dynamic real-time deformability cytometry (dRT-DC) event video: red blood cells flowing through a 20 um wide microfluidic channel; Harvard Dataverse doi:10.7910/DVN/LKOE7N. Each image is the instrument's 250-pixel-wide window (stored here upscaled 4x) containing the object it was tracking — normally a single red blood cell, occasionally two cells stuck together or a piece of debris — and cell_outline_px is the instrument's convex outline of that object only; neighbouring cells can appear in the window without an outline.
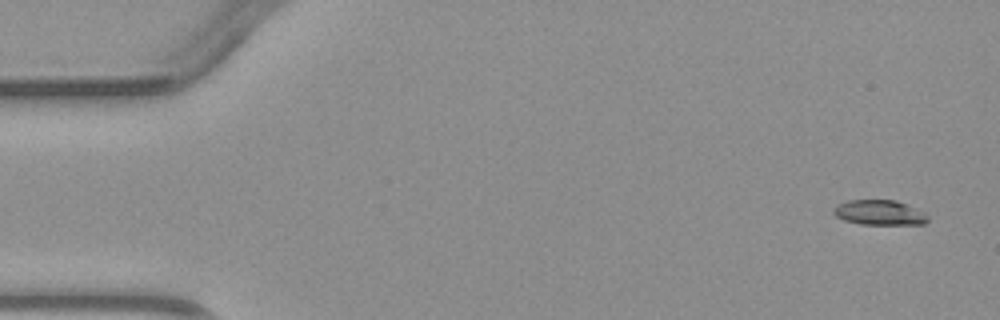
{"species": "common noctule bat (a hibernating species)", "species_latin": "Nyctalus noctula", "temperature_condition": "warm", "stored_images_in_passage": 3, "camera_frame_rate_fps": 3000, "um_per_image_px": 0.085, "animal": {"sex": "male", "body_mass_g": 23.1, "forearm_length_mm": 52.7}, "frame": {"image": 1, "passage_image": 1, "time_ms": 0.0, "image_size_px": [1000, 320], "cell_outline_px": [[928, 220], [924, 224], [860, 224], [844, 220], [836, 216], [832, 212], [832, 208], [836, 204], [848, 200], [896, 200], [908, 204], [924, 212], [928, 216]], "centroid_in_image_um": [74.73, 18.06], "position_along_channel_um": 10.3, "area_um2": 13.87}}